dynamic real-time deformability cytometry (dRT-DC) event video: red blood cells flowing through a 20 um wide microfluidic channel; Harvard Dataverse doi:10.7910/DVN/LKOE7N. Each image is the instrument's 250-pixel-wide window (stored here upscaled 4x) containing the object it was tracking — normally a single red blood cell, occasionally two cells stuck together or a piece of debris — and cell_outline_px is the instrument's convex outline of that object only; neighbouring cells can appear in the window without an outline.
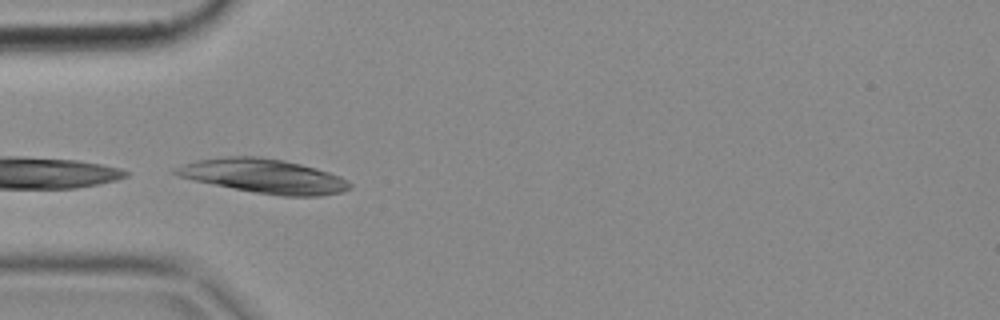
{"species": "common noctule bat (a hibernating species)", "species_latin": "Nyctalus noctula", "temperature_condition": "cold", "stored_images_in_passage": 5, "camera_frame_rate_fps": 3000, "um_per_image_px": 0.085, "animal": {"sex": "female", "body_mass_g": 18.4}, "frame": {"image": 1, "passage_image": 4, "time_ms": 1.0, "image_size_px": [1000, 320], "cell_outline_px": [[352, 188], [344, 192], [320, 196], [280, 196], [232, 188], [192, 180], [180, 176], [172, 172], [172, 168], [196, 160], [228, 156], [256, 156], [284, 160], [316, 168], [340, 176], [348, 180], [352, 184]], "centroid_in_image_um": [22.45, 14.97], "position_along_channel_um": 62.6, "area_um2": 34.74}}
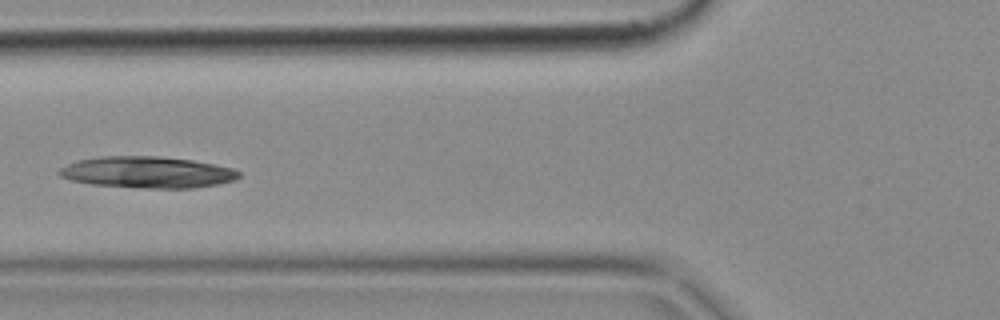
{"frame": {"image": 2, "passage_image": 5, "time_ms": 1.333, "image_size_px": [1000, 320], "cell_outline_px": [[240, 176], [236, 180], [216, 184], [192, 188], [148, 188], [92, 184], [72, 180], [60, 176], [56, 172], [60, 168], [76, 160], [104, 156], [160, 156], [192, 160], [216, 164], [232, 168], [240, 172]], "centroid_in_image_um": [12.54, 14.63], "position_along_channel_um": 113.3, "area_um2": 32.89}}